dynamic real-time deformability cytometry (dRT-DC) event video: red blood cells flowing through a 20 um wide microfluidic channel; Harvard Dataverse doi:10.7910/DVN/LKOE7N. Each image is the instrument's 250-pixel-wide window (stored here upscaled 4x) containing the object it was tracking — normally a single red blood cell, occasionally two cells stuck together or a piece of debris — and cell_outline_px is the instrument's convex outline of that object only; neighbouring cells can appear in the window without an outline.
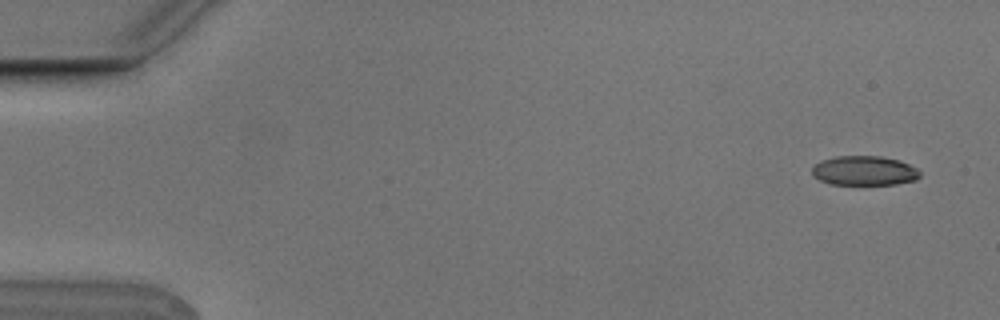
{"species": "Egyptian fruit bat (a non-hibernating species)", "species_latin": "Rousettus aegyptiacus", "temperature_condition": "cold", "stored_images_in_passage": 5, "camera_frame_rate_fps": 3000, "um_per_image_px": 0.085, "animal": {"sex": "male"}, "frame": {"image": 1, "passage_image": 1, "time_ms": 0.0, "image_size_px": [1000, 320], "cell_outline_px": [[920, 176], [916, 180], [896, 184], [828, 184], [812, 176], [812, 168], [816, 164], [824, 160], [836, 156], [880, 156], [900, 160], [916, 168], [920, 172]], "centroid_in_image_um": [73.47, 14.51], "position_along_channel_um": 11.5, "area_um2": 18.5}}
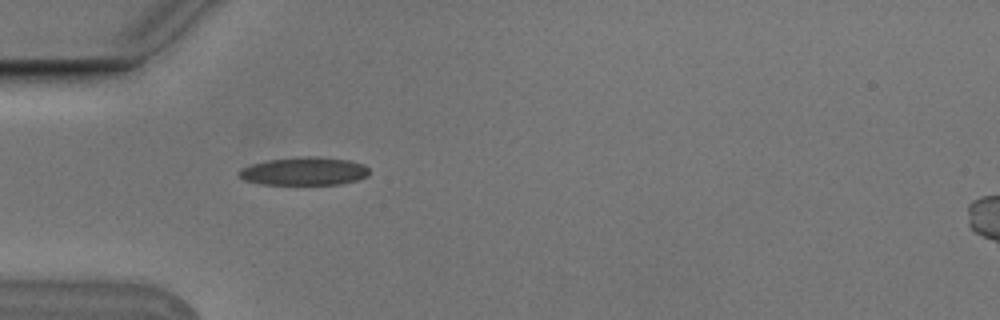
{"frame": {"image": 2, "passage_image": 5, "time_ms": 1.333, "image_size_px": [1000, 320], "cell_outline_px": [[368, 176], [356, 180], [340, 184], [260, 184], [244, 180], [240, 176], [240, 172], [244, 168], [252, 164], [268, 160], [304, 156], [316, 156], [348, 160], [364, 164], [368, 168]], "centroid_in_image_um": [25.89, 14.55], "position_along_channel_um": 59.1, "area_um2": 21.1}}